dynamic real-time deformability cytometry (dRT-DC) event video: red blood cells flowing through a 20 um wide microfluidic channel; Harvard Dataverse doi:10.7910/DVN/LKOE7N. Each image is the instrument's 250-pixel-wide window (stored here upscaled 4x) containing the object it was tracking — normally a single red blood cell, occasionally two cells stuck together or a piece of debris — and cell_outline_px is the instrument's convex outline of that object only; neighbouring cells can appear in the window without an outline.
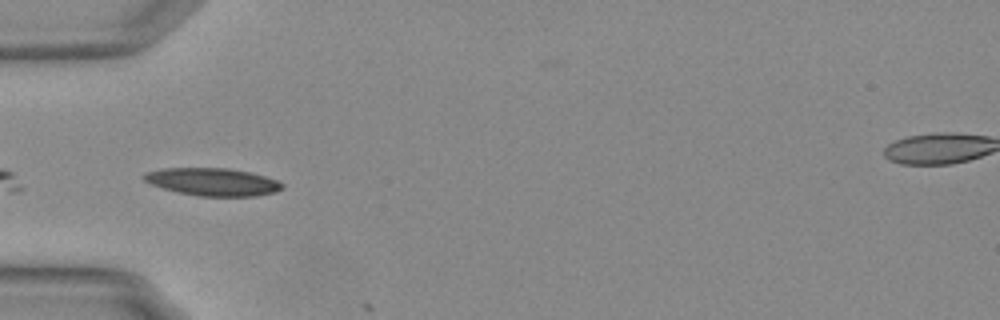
{"species": "Egyptian fruit bat (a non-hibernating species)", "species_latin": "Rousettus aegyptiacus", "temperature_condition": "warm", "stored_images_in_passage": 3, "camera_frame_rate_fps": 3000, "um_per_image_px": 0.085, "animal": {"sex": "female"}, "frame": {"image": 1, "passage_image": 2, "time_ms": 0.333, "image_size_px": [1000, 320], "cell_outline_px": [[284, 188], [276, 192], [256, 196], [196, 196], [164, 188], [152, 184], [144, 180], [140, 176], [144, 172], [164, 168], [228, 168], [248, 172], [264, 176], [276, 180], [284, 184]], "centroid_in_image_um": [18.07, 15.46], "position_along_channel_um": 66.9, "area_um2": 22.25}}